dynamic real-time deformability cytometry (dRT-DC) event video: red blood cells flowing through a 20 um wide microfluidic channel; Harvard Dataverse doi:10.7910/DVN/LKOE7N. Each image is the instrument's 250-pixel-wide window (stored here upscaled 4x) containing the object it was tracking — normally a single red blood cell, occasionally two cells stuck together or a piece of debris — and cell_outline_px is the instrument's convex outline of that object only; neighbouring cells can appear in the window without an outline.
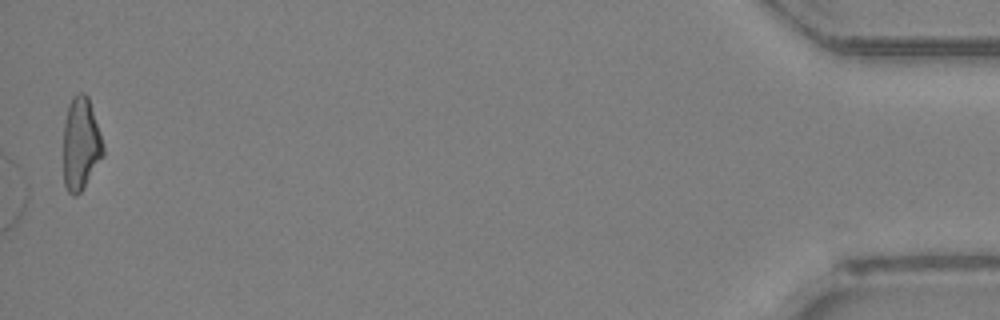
{"species": "Egyptian fruit bat (a non-hibernating species)", "species_latin": "Rousettus aegyptiacus", "temperature_condition": "room temperature", "stored_images_in_passage": 43, "camera_frame_rate_fps": 3000, "um_per_image_px": 0.085, "animal": {"sex": "female"}, "frame": {"image": 1, "passage_image": 43, "time_ms": 14.0, "image_size_px": [1000, 320], "cell_outline_px": [[104, 156], [80, 192], [76, 196], [72, 196], [68, 192], [64, 184], [64, 120], [68, 104], [72, 96], [76, 92], [84, 92], [88, 96], [104, 144]], "centroid_in_image_um": [6.87, 12.2], "position_along_channel_um": 428.3, "area_um2": 21.73}}